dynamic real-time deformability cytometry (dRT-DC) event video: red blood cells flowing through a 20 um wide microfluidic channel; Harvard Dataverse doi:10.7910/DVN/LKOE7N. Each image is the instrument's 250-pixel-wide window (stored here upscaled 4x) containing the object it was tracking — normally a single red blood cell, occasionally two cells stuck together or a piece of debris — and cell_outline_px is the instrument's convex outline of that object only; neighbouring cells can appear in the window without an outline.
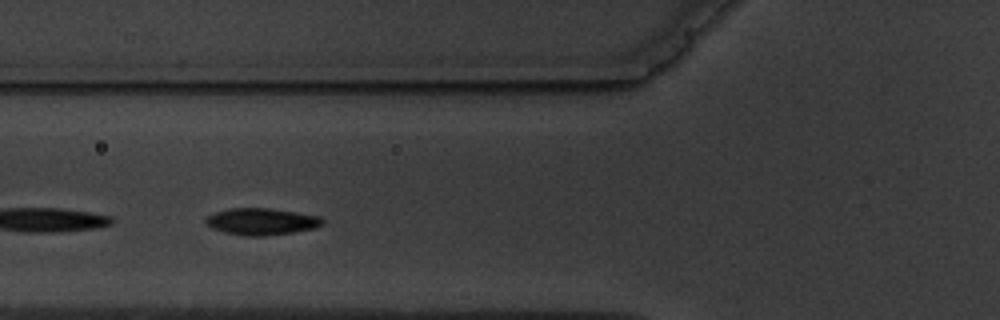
{"species": "common noctule bat (a hibernating species)", "species_latin": "Nyctalus noctula", "temperature_condition": "warm", "stored_images_in_passage": 11, "camera_frame_rate_fps": 3000, "um_per_image_px": 0.085, "animal": {"sex": "male", "body_mass_g": 19.5, "forearm_length_mm": 54.6}, "frame": {"image": 1, "passage_image": 2, "time_ms": 1.333, "image_size_px": [1000, 320], "cell_outline_px": [[324, 224], [316, 228], [268, 236], [244, 236], [224, 232], [212, 228], [204, 224], [204, 220], [208, 216], [216, 212], [228, 208], [268, 208], [316, 216], [324, 220]], "centroid_in_image_um": [22.18, 18.84], "position_along_channel_um": 103.6, "area_um2": 18.15}}
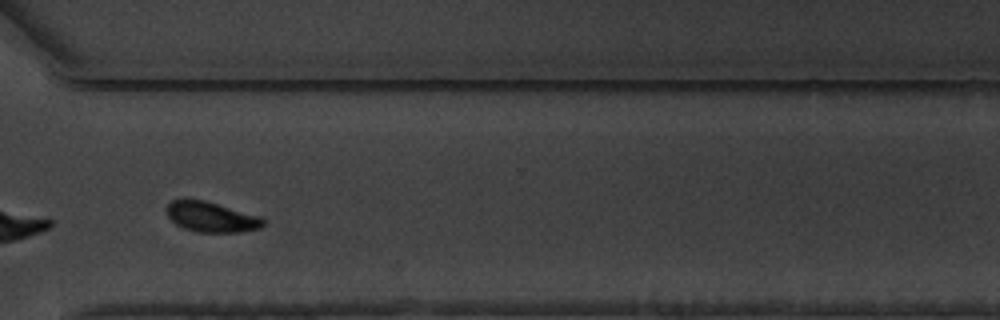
{"frame": {"image": 2, "passage_image": 8, "time_ms": 8.333, "image_size_px": [1000, 320], "cell_outline_px": [[268, 220], [260, 228], [240, 232], [196, 232], [184, 228], [176, 224], [168, 216], [164, 208], [172, 200], [184, 196], [188, 196], [204, 200], [264, 216]], "centroid_in_image_um": [17.97, 18.4], "position_along_channel_um": 352.6, "area_um2": 17.8}}
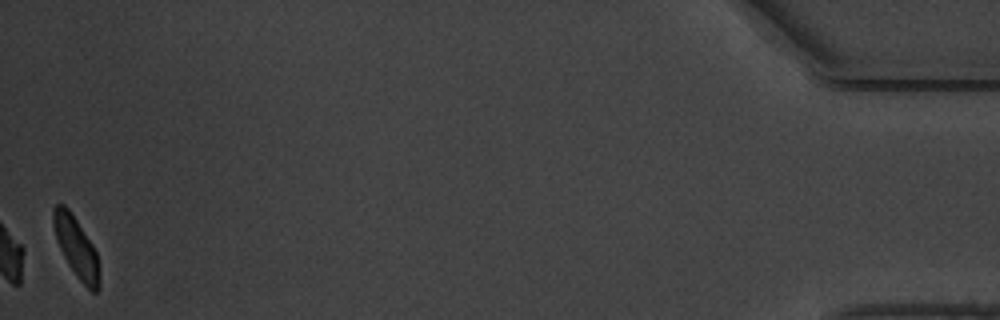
{"frame": {"image": 3, "passage_image": 11, "time_ms": 13.0, "image_size_px": [1000, 320], "cell_outline_px": [[100, 288], [96, 292], [92, 292], [76, 276], [68, 264], [56, 240], [52, 224], [52, 208], [56, 204], [64, 204], [68, 208], [92, 244], [96, 252], [100, 280]], "centroid_in_image_um": [6.46, 21.01], "position_along_channel_um": 428.7, "area_um2": 16.07}, "authors_computed_cell_mechanics": {"area_um2": 17.2244, "velocity_mm_per_s": 3.5583, "shape_relaxation_time_tau1_ms": 2.7237, "shape_relaxation_time_tau2_ms": null, "deformation_change_tau1": 0.1415, "deformation_change_tau2": null}}